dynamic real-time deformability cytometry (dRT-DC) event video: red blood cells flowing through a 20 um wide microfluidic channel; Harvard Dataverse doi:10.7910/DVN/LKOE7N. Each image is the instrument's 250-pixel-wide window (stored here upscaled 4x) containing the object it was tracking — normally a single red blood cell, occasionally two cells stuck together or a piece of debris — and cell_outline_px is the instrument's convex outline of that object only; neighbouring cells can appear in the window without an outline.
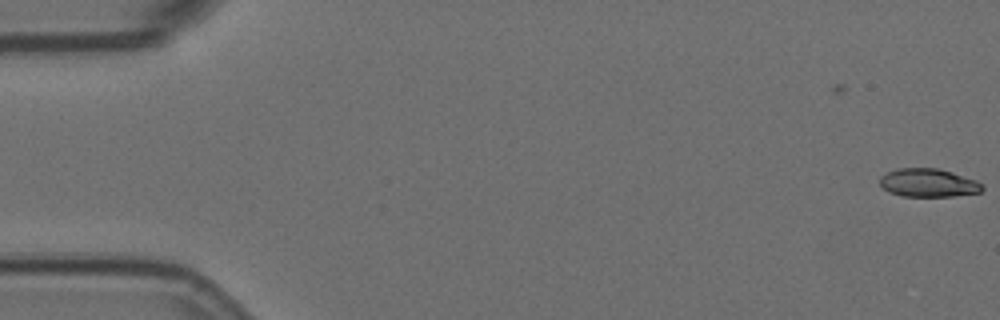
{"species": "Egyptian fruit bat (a non-hibernating species)", "species_latin": "Rousettus aegyptiacus", "temperature_condition": "room temperature", "stored_images_in_passage": 2, "camera_frame_rate_fps": 3000, "um_per_image_px": 0.085, "animal": {"sex": "female"}, "frame": {"image": 1, "passage_image": 2, "time_ms": 0.333, "image_size_px": [1000, 320], "cell_outline_px": [[984, 188], [980, 192], [956, 196], [900, 196], [888, 192], [880, 184], [880, 176], [896, 168], [936, 168], [952, 172], [976, 180], [984, 184]], "centroid_in_image_um": [78.91, 15.54], "position_along_channel_um": 6.1, "area_um2": 16.99}}